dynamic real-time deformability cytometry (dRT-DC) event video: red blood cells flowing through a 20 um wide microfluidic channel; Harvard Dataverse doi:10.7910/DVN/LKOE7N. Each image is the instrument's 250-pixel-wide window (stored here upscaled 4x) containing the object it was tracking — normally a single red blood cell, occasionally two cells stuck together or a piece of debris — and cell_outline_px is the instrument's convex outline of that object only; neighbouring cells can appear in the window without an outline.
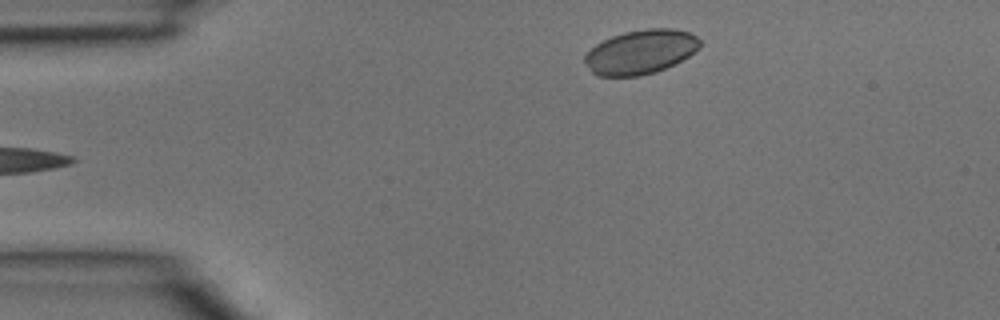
{"species": "common noctule bat (a hibernating species)", "species_latin": "Nyctalus noctula", "temperature_condition": "room temperature", "stored_images_in_passage": 4, "segment_of_instrument_passage": [2, 2], "camera_frame_rate_fps": 3000, "um_per_image_px": 0.085, "animal": {"sex": "male", "body_mass_g": 15.6}, "frame": {"image": 1, "passage_image": 4, "time_ms": 1.0, "image_size_px": [1000, 320], "cell_outline_px": [[700, 48], [688, 56], [656, 72], [640, 76], [596, 76], [592, 72], [584, 60], [584, 56], [596, 44], [612, 36], [624, 32], [648, 28], [672, 28], [688, 32], [696, 36], [700, 40]], "centroid_in_image_um": [54.45, 4.41], "position_along_channel_um": 30.6, "area_um2": 29.48}}